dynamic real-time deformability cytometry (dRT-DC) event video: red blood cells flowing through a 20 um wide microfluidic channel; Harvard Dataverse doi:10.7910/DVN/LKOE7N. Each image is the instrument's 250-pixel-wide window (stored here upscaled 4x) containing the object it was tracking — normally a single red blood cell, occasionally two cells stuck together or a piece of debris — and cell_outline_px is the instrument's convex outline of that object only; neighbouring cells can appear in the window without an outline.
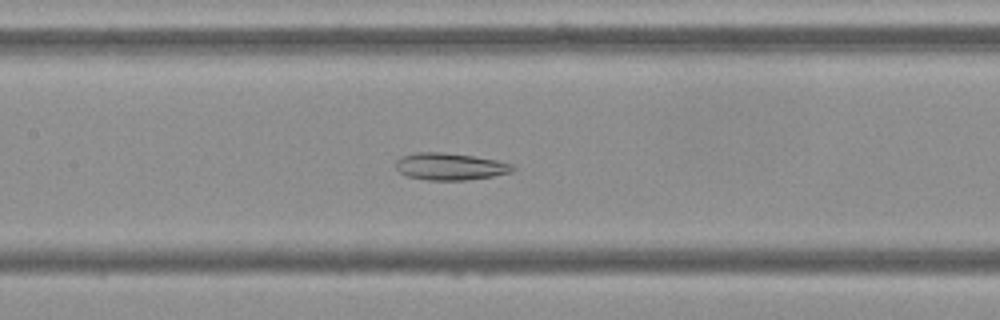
{"species": "Egyptian fruit bat (a non-hibernating species)", "species_latin": "Rousettus aegyptiacus", "temperature_condition": "cold", "stored_images_in_passage": 55, "camera_frame_rate_fps": 3000, "um_per_image_px": 0.085, "frame": {"image": 1, "passage_image": 26, "time_ms": 8.333, "image_size_px": [1000, 320], "cell_outline_px": [[516, 168], [512, 172], [492, 176], [468, 180], [428, 180], [408, 176], [400, 172], [396, 168], [396, 160], [400, 156], [416, 152], [440, 152], [472, 156], [496, 160], [512, 164]], "centroid_in_image_um": [38.25, 14.15], "position_along_channel_um": 169.2, "area_um2": 18.38}}
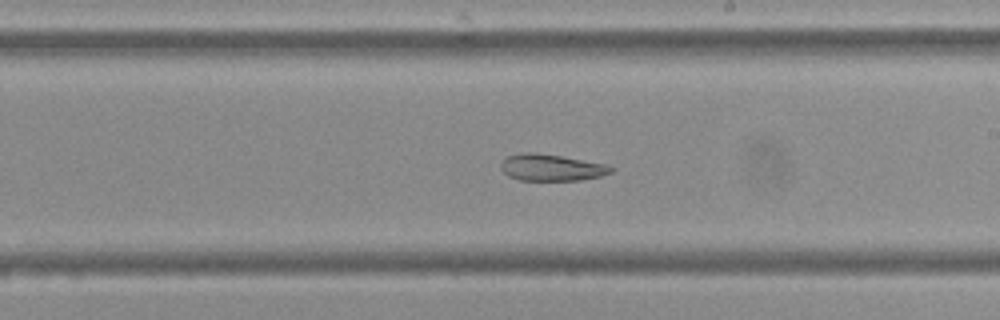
{"frame": {"image": 2, "passage_image": 32, "time_ms": 10.333, "image_size_px": [1000, 320], "cell_outline_px": [[616, 168], [612, 172], [600, 176], [580, 180], [520, 180], [508, 176], [500, 168], [500, 164], [508, 156], [520, 152], [532, 152], [560, 156], [608, 164]], "centroid_in_image_um": [46.89, 14.24], "position_along_channel_um": 242.1, "area_um2": 17.11}}
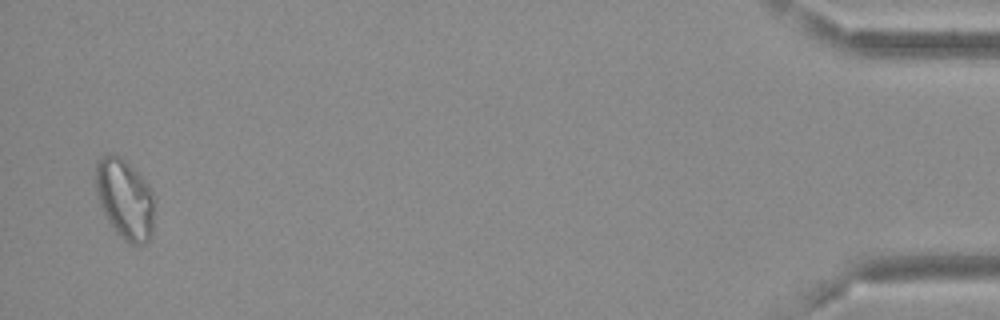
{"frame": {"image": 3, "passage_image": 54, "time_ms": 17.667, "image_size_px": [1000, 320], "cell_outline_px": [[156, 196], [152, 236], [144, 244], [132, 244], [124, 240], [112, 228], [96, 196], [92, 176], [96, 160], [100, 156], [108, 152], [112, 152], [120, 156], [148, 184]], "centroid_in_image_um": [10.58, 16.87], "position_along_channel_um": 424.6, "area_um2": 28.44}, "authors_computed_cell_mechanics": {"area_um2": 23.4668, "velocity_mm_per_s": 3.6651, "shape_relaxation_time_tau1_ms": null, "shape_relaxation_time_tau2_ms": 4.5781, "deformation_change_tau1": null, "deformation_change_tau2": 0.0987}}